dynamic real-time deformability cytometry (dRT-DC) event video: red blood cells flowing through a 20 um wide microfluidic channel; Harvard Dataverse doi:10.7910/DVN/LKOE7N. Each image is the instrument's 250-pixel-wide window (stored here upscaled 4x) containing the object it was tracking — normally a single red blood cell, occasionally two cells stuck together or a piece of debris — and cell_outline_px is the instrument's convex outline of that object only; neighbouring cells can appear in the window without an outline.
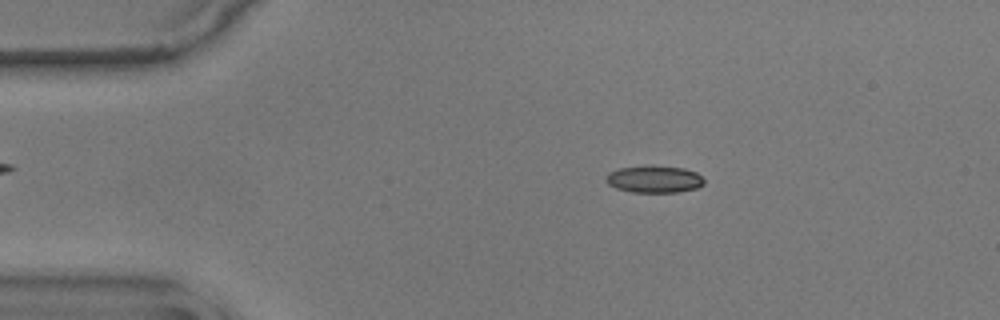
{"species": "common noctule bat (a hibernating species)", "species_latin": "Nyctalus noctula", "temperature_condition": "warm", "stored_images_in_passage": 51, "camera_frame_rate_fps": 3000, "um_per_image_px": 0.085, "animal": {"sex": "male", "body_mass_g": 17.9}, "frame": {"image": 1, "passage_image": 10, "time_ms": 3.0, "image_size_px": [1000, 320], "cell_outline_px": [[704, 184], [696, 188], [676, 192], [632, 192], [616, 188], [608, 184], [604, 180], [604, 176], [608, 172], [620, 168], [684, 168], [696, 172], [704, 180]], "centroid_in_image_um": [55.57, 15.27], "position_along_channel_um": 29.4, "area_um2": 14.85}}
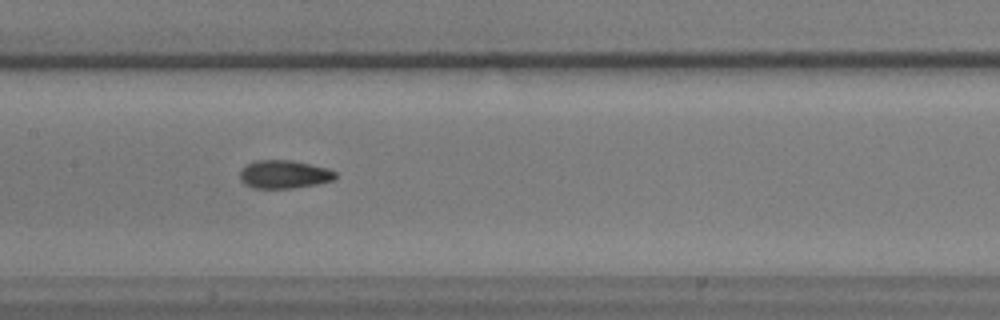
{"frame": {"image": 2, "passage_image": 27, "time_ms": 8.667, "image_size_px": [1000, 320], "cell_outline_px": [[336, 176], [332, 180], [316, 184], [292, 188], [252, 188], [244, 184], [240, 180], [240, 168], [252, 160], [292, 160], [328, 168], [336, 172]], "centroid_in_image_um": [24.09, 14.81], "position_along_channel_um": 183.3, "area_um2": 15.84}}
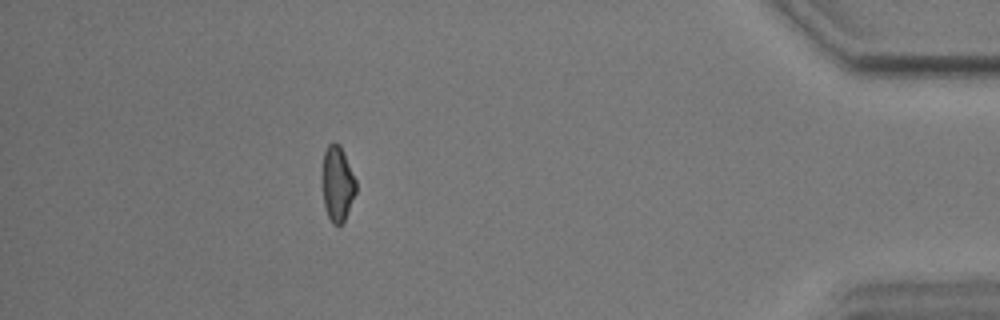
{"frame": {"image": 3, "passage_image": 50, "time_ms": 16.333, "image_size_px": [1000, 320], "cell_outline_px": [[356, 192], [344, 220], [340, 224], [332, 224], [328, 216], [324, 204], [324, 152], [328, 144], [332, 140], [340, 144], [344, 152], [356, 180]], "centroid_in_image_um": [28.71, 15.57], "position_along_channel_um": 406.5, "area_um2": 14.39}}